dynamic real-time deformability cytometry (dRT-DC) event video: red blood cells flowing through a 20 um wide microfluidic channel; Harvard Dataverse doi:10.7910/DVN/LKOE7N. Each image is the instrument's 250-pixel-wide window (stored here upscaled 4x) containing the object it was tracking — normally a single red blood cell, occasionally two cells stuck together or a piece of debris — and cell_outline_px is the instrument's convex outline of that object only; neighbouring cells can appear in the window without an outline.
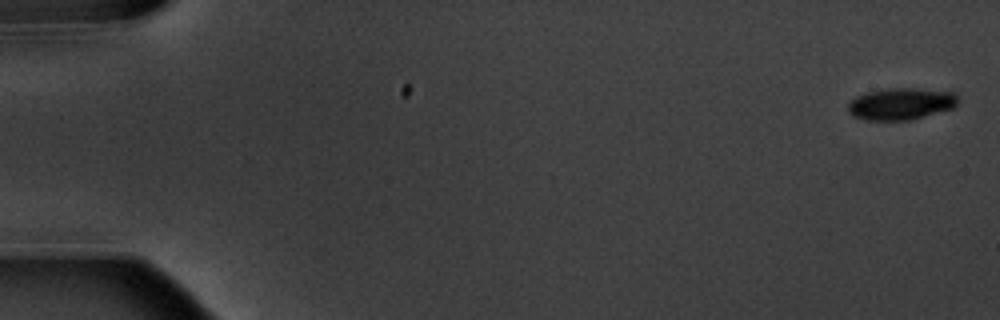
{"species": "common noctule bat (a hibernating species)", "species_latin": "Nyctalus noctula", "temperature_condition": "warm", "stored_images_in_passage": 6, "camera_frame_rate_fps": 3000, "um_per_image_px": 0.085, "animal": {"sex": "male", "body_mass_g": 20.1, "forearm_length_mm": 53.5}, "frame": {"image": 1, "passage_image": 1, "time_ms": 0.0, "image_size_px": [1000, 320], "cell_outline_px": [[956, 104], [952, 108], [908, 120], [864, 120], [852, 116], [848, 112], [848, 104], [856, 96], [868, 92], [888, 88], [908, 88], [952, 92], [956, 96]], "centroid_in_image_um": [76.5, 8.83], "position_along_channel_um": 8.5, "area_um2": 20.0}}
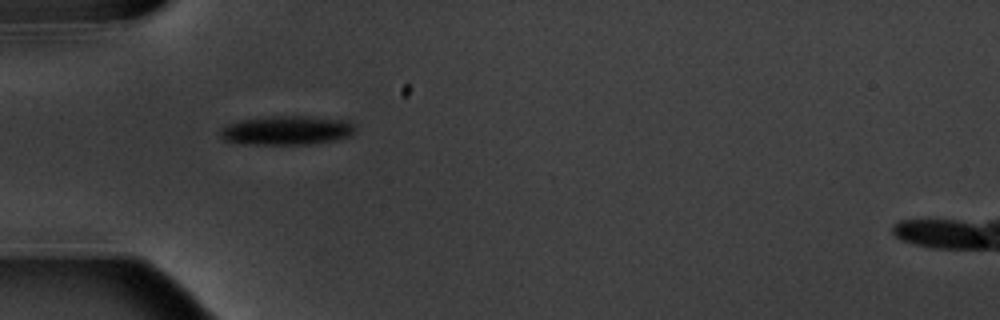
{"frame": {"image": 2, "passage_image": 5, "time_ms": 5.667, "image_size_px": [1000, 320], "cell_outline_px": [[356, 128], [352, 136], [336, 140], [308, 144], [244, 144], [224, 140], [220, 136], [220, 128], [236, 120], [264, 116], [304, 116], [348, 120], [356, 124]], "centroid_in_image_um": [24.38, 11.07], "position_along_channel_um": 60.6, "area_um2": 23.29}}